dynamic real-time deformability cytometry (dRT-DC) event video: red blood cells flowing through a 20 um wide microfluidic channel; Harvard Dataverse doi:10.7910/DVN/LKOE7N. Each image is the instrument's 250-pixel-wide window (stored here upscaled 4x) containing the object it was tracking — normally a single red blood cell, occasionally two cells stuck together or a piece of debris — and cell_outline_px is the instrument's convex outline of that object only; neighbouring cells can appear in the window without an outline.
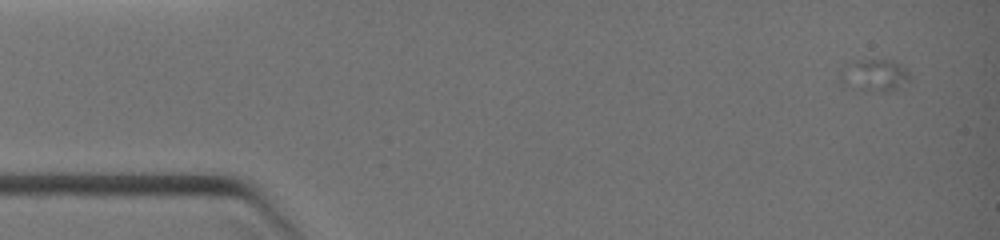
{"species": "common noctule bat (a hibernating species)", "species_latin": "Nyctalus noctula", "temperature_condition": "warm", "stored_images_in_passage": 48, "camera_frame_rate_fps": 3000, "um_per_image_px": 0.085, "animal": {"sex": "female", "body_mass_g": 19.0, "forearm_length_mm": 51.5}, "frame": {"image": 1, "passage_image": 1, "time_ms": 0.0, "image_size_px": [1000, 240], "cell_outline_px": [[908, 76], [904, 88], [892, 92], [864, 92], [840, 88], [840, 80], [856, 64], [864, 60], [888, 60], [900, 64]], "centroid_in_image_um": [74.38, 6.54], "position_along_channel_um": 10.6, "area_um2": 12.66}}
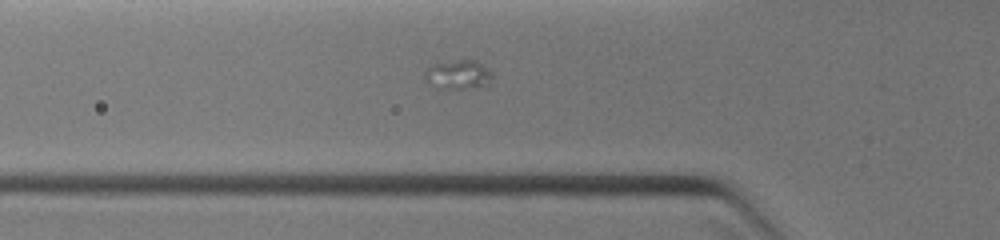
{"frame": {"image": 2, "passage_image": 18, "time_ms": 4.0, "image_size_px": [1000, 240], "cell_outline_px": [[492, 76], [480, 84], [464, 88], [436, 88], [428, 84], [424, 80], [424, 76], [428, 68], [432, 64], [456, 60], [476, 60], [492, 72]], "centroid_in_image_um": [38.83, 6.31], "position_along_channel_um": 87.0, "area_um2": 10.98}}
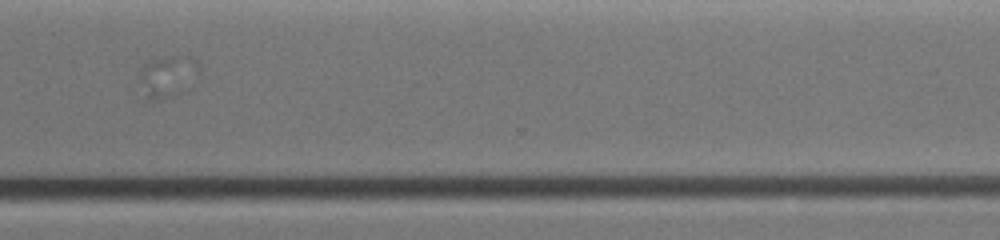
{"frame": {"image": 3, "passage_image": 48, "time_ms": 9.667, "image_size_px": [1000, 240], "cell_outline_px": [[188, 88], [184, 92], [172, 96], [156, 100], [148, 100], [136, 80], [136, 76], [144, 64], [148, 60], [176, 60]], "centroid_in_image_um": [13.69, 6.75], "position_along_channel_um": 356.9, "area_um2": 11.27}}